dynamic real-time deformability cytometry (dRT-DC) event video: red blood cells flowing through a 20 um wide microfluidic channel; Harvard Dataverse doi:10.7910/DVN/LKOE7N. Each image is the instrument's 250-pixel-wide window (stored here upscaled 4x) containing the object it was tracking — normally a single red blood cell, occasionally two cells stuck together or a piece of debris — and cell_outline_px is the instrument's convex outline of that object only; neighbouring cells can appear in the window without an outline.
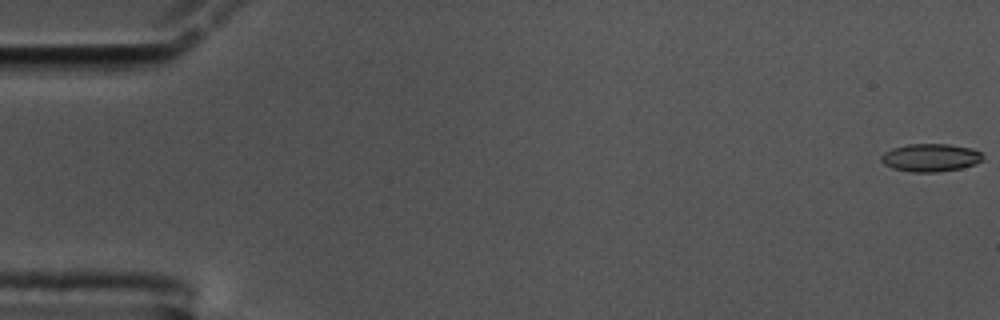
{"species": "common noctule bat (a hibernating species)", "species_latin": "Nyctalus noctula", "temperature_condition": "cold", "stored_images_in_passage": 13, "camera_frame_rate_fps": 3000, "um_per_image_px": 0.085, "animal": {"sex": "male", "body_mass_g": 17.5, "forearm_length_mm": 52.3}, "frame": {"image": 1, "passage_image": 1, "time_ms": 0.0, "image_size_px": [1000, 320], "cell_outline_px": [[984, 160], [976, 164], [960, 168], [936, 172], [912, 172], [892, 168], [884, 164], [880, 160], [880, 156], [884, 152], [892, 148], [908, 144], [948, 144], [972, 148], [980, 152], [984, 156]], "centroid_in_image_um": [79.1, 13.39], "position_along_channel_um": 5.9, "area_um2": 16.65}}